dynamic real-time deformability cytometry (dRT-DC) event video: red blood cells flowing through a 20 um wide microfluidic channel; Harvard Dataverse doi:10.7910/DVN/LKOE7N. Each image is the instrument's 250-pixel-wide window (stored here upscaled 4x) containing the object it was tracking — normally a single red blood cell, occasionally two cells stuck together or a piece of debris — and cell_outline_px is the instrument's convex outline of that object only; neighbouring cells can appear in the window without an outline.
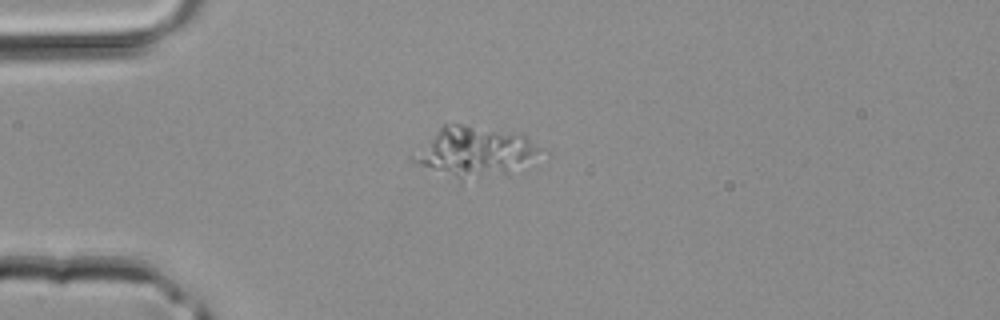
{"species": "common noctule bat (a hibernating species)", "species_latin": "Nyctalus noctula", "temperature_condition": "room temperature", "stored_images_in_passage": 32, "camera_frame_rate_fps": 3000, "um_per_image_px": 0.085, "animal": {"sex": "male", "body_mass_g": 20.4}, "frame": {"image": 1, "passage_image": 1, "time_ms": 0.0, "image_size_px": [1000, 320], "cell_outline_px": [[548, 152], [508, 172], [460, 184], [412, 160], [408, 156], [444, 124], [460, 124], [520, 132], [544, 148]], "centroid_in_image_um": [40.38, 12.92], "position_along_channel_um": 44.6, "area_um2": 37.92}}
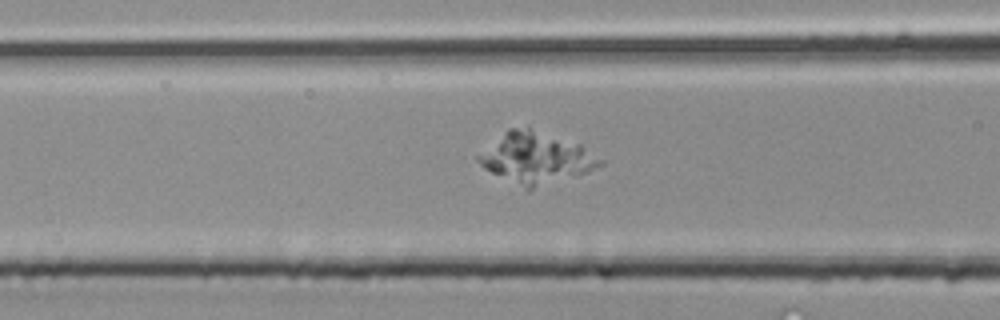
{"frame": {"image": 2, "passage_image": 7, "time_ms": 2.0, "image_size_px": [1000, 320], "cell_outline_px": [[604, 164], [584, 172], [528, 192], [484, 168], [476, 160], [476, 156], [508, 128], [528, 124], [580, 144], [604, 160]], "centroid_in_image_um": [45.54, 13.4], "position_along_channel_um": 121.1, "area_um2": 36.88}}
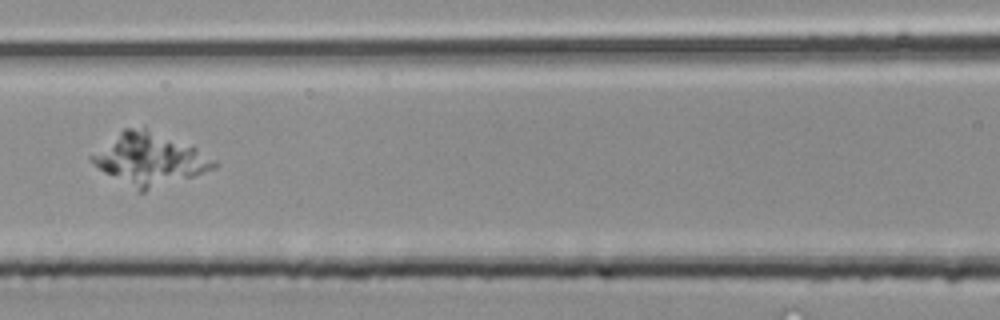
{"frame": {"image": 3, "passage_image": 9, "time_ms": 2.667, "image_size_px": [1000, 320], "cell_outline_px": [[216, 168], [144, 192], [140, 192], [104, 172], [88, 156], [124, 128], [144, 128], [196, 148], [216, 160]], "centroid_in_image_um": [12.71, 13.54], "position_along_channel_um": 153.9, "area_um2": 35.95}}